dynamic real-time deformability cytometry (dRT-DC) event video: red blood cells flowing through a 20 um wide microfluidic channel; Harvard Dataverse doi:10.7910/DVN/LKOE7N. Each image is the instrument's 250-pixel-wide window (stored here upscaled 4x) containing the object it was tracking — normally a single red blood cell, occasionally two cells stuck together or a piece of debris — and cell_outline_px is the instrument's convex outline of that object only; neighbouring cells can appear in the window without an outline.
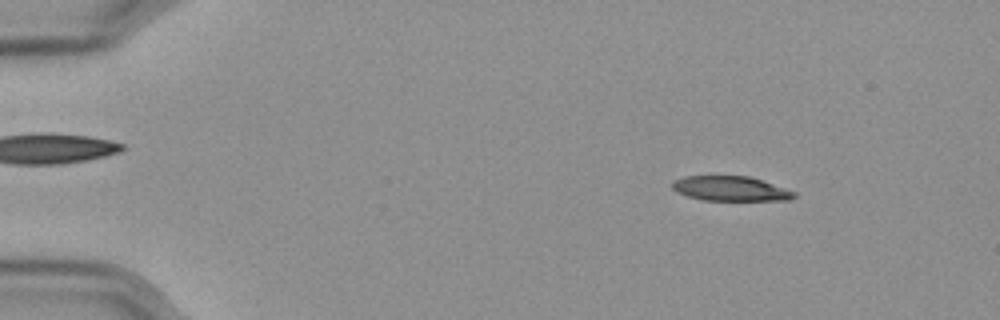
{"species": "Egyptian fruit bat (a non-hibernating species)", "species_latin": "Rousettus aegyptiacus", "temperature_condition": "cold", "stored_images_in_passage": 53, "camera_frame_rate_fps": 3000, "um_per_image_px": 0.085, "frame": {"image": 1, "passage_image": 4, "time_ms": 1.0, "image_size_px": [1000, 320], "cell_outline_px": [[796, 196], [792, 200], [700, 200], [676, 192], [672, 188], [672, 180], [684, 176], [748, 176], [796, 192]], "centroid_in_image_um": [62.06, 16.03], "position_along_channel_um": 22.9, "area_um2": 17.51}}
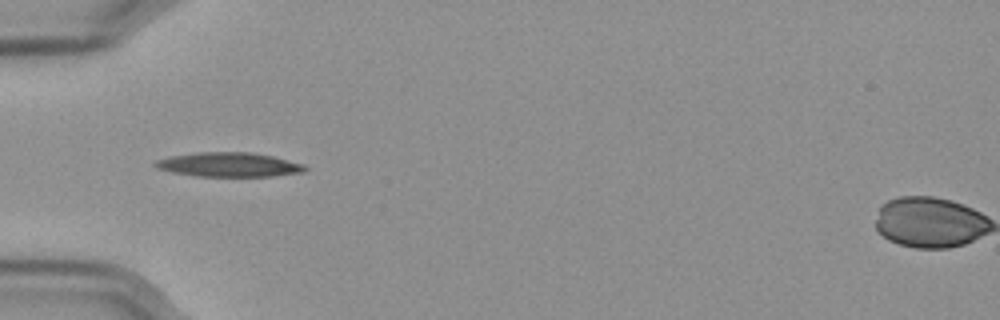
{"frame": {"image": 2, "passage_image": 15, "time_ms": 4.667, "image_size_px": [1000, 320], "cell_outline_px": [[308, 168], [304, 172], [272, 176], [196, 176], [172, 172], [156, 168], [152, 164], [156, 160], [172, 156], [200, 152], [248, 152], [272, 156], [304, 164]], "centroid_in_image_um": [19.46, 14.0], "position_along_channel_um": 65.5, "area_um2": 21.1}}
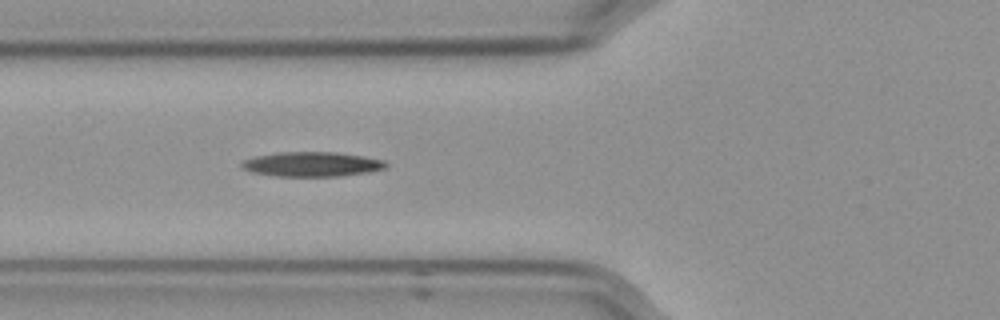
{"frame": {"image": 3, "passage_image": 18, "time_ms": 5.667, "image_size_px": [1000, 320], "cell_outline_px": [[388, 164], [384, 168], [368, 172], [340, 176], [276, 176], [252, 172], [240, 168], [240, 164], [244, 160], [256, 156], [276, 152], [336, 152], [364, 156], [384, 160]], "centroid_in_image_um": [26.49, 13.95], "position_along_channel_um": 99.3, "area_um2": 20.75}, "authors_computed_cell_mechanics": {"area_um2": 19.7098, "velocity_mm_per_s": 3.5793, "shape_relaxation_time_tau1_ms": 8.515, "shape_relaxation_time_tau2_ms": null, "deformation_change_tau1": 0.1883, "deformation_change_tau2": null}}